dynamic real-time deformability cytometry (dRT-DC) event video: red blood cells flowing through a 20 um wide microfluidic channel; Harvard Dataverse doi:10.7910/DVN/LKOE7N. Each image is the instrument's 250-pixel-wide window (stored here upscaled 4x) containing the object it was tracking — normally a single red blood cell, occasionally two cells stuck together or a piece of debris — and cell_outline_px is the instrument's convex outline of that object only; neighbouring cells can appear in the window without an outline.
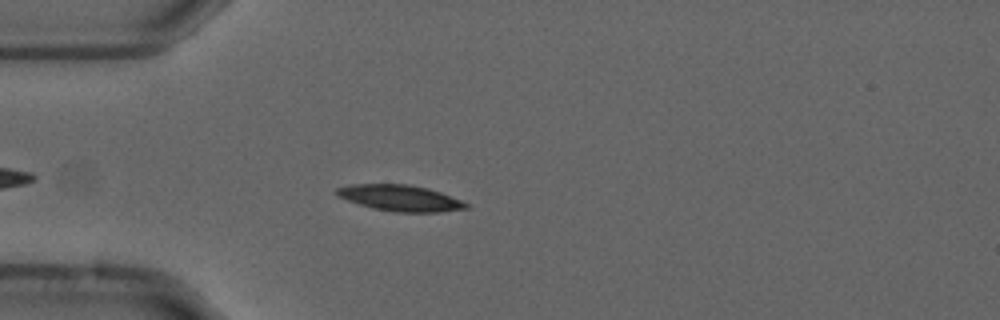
{"species": "common noctule bat (a hibernating species)", "species_latin": "Nyctalus noctula", "temperature_condition": "cold", "stored_images_in_passage": 48, "camera_frame_rate_fps": 3000, "um_per_image_px": 0.085, "animal": {"sex": "male", "forearm_length_mm": 52.5}, "frame": {"image": 1, "passage_image": 8, "time_ms": 2.333, "image_size_px": [1000, 320], "cell_outline_px": [[468, 208], [440, 212], [396, 212], [372, 208], [336, 196], [336, 188], [352, 184], [408, 184], [428, 188], [440, 192], [460, 200], [468, 204]], "centroid_in_image_um": [34.0, 16.83], "position_along_channel_um": 51.0, "area_um2": 19.54}}
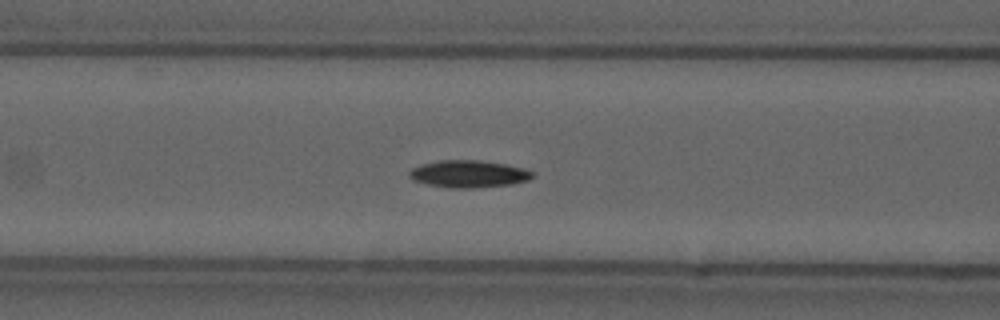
{"frame": {"image": 2, "passage_image": 15, "time_ms": 4.667, "image_size_px": [1000, 320], "cell_outline_px": [[532, 176], [528, 180], [512, 184], [476, 188], [452, 188], [428, 184], [412, 180], [408, 176], [408, 172], [412, 168], [424, 164], [440, 160], [476, 160], [504, 164], [520, 168], [532, 172]], "centroid_in_image_um": [39.78, 14.79], "position_along_channel_um": 126.8, "area_um2": 19.25}}
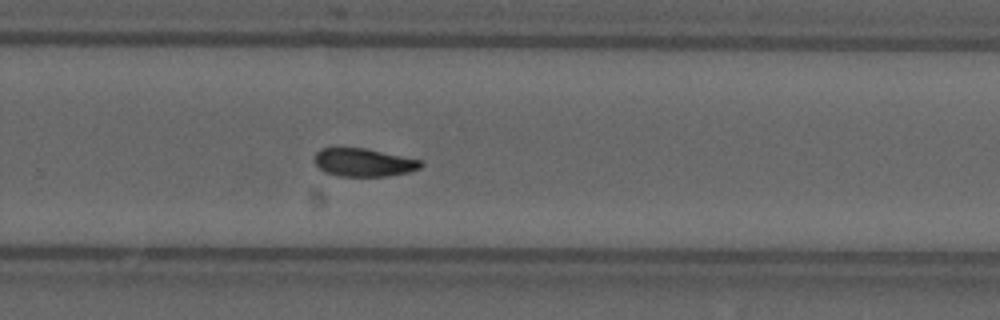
{"frame": {"image": 3, "passage_image": 29, "time_ms": 9.333, "image_size_px": [1000, 320], "cell_outline_px": [[424, 164], [420, 168], [408, 172], [388, 176], [340, 176], [324, 172], [316, 164], [316, 152], [320, 148], [364, 148], [424, 160]], "centroid_in_image_um": [30.96, 13.81], "position_along_channel_um": 298.8, "area_um2": 17.4}, "authors_computed_cell_mechanics": {"area_um2": 18.2359, "velocity_mm_per_s": 3.702, "shape_relaxation_time_tau1_ms": 6.864, "shape_relaxation_time_tau2_ms": null, "deformation_change_tau1": 0.1607, "deformation_change_tau2": null}}